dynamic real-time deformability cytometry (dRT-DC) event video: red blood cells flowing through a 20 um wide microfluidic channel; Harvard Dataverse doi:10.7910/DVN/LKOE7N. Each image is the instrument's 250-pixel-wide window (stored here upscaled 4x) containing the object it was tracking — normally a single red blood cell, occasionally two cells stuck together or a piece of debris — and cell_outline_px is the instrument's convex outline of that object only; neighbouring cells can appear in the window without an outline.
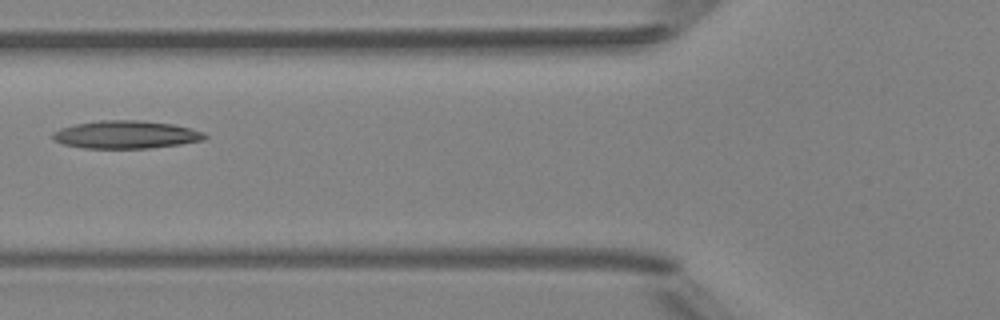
{"species": "Egyptian fruit bat (a non-hibernating species)", "species_latin": "Rousettus aegyptiacus", "temperature_condition": "room temperature", "stored_images_in_passage": 6, "camera_frame_rate_fps": 3000, "um_per_image_px": 0.085, "animal": {"sex": "female"}, "frame": {"image": 1, "passage_image": 6, "time_ms": 5.667, "image_size_px": [1000, 320], "cell_outline_px": [[208, 136], [204, 140], [180, 144], [148, 148], [84, 148], [64, 144], [56, 140], [52, 136], [52, 132], [60, 128], [76, 124], [100, 120], [140, 120], [172, 124], [204, 132]], "centroid_in_image_um": [10.71, 11.44], "position_along_channel_um": 115.1, "area_um2": 24.51}}